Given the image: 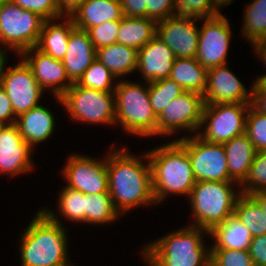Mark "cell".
<instances>
[{
	"mask_svg": "<svg viewBox=\"0 0 266 266\" xmlns=\"http://www.w3.org/2000/svg\"><path fill=\"white\" fill-rule=\"evenodd\" d=\"M115 145L112 143L107 148L108 192L115 209L123 217L142 206H157L147 152L134 154L128 144Z\"/></svg>",
	"mask_w": 266,
	"mask_h": 266,
	"instance_id": "1",
	"label": "cell"
},
{
	"mask_svg": "<svg viewBox=\"0 0 266 266\" xmlns=\"http://www.w3.org/2000/svg\"><path fill=\"white\" fill-rule=\"evenodd\" d=\"M35 212L18 233L20 266H64L71 262L70 229L51 220L39 207Z\"/></svg>",
	"mask_w": 266,
	"mask_h": 266,
	"instance_id": "2",
	"label": "cell"
},
{
	"mask_svg": "<svg viewBox=\"0 0 266 266\" xmlns=\"http://www.w3.org/2000/svg\"><path fill=\"white\" fill-rule=\"evenodd\" d=\"M206 236L208 230L186 224L144 242L139 258L147 266H210V238Z\"/></svg>",
	"mask_w": 266,
	"mask_h": 266,
	"instance_id": "3",
	"label": "cell"
},
{
	"mask_svg": "<svg viewBox=\"0 0 266 266\" xmlns=\"http://www.w3.org/2000/svg\"><path fill=\"white\" fill-rule=\"evenodd\" d=\"M164 143L146 150L157 206L173 195L188 198L196 183L186 149L176 140Z\"/></svg>",
	"mask_w": 266,
	"mask_h": 266,
	"instance_id": "4",
	"label": "cell"
},
{
	"mask_svg": "<svg viewBox=\"0 0 266 266\" xmlns=\"http://www.w3.org/2000/svg\"><path fill=\"white\" fill-rule=\"evenodd\" d=\"M114 96L115 128L132 137L150 140L154 137L155 140L157 116L150 103L148 82L130 78L118 80Z\"/></svg>",
	"mask_w": 266,
	"mask_h": 266,
	"instance_id": "5",
	"label": "cell"
},
{
	"mask_svg": "<svg viewBox=\"0 0 266 266\" xmlns=\"http://www.w3.org/2000/svg\"><path fill=\"white\" fill-rule=\"evenodd\" d=\"M240 195V185L234 181L196 182L186 198L191 209L187 225L210 231L234 213Z\"/></svg>",
	"mask_w": 266,
	"mask_h": 266,
	"instance_id": "6",
	"label": "cell"
},
{
	"mask_svg": "<svg viewBox=\"0 0 266 266\" xmlns=\"http://www.w3.org/2000/svg\"><path fill=\"white\" fill-rule=\"evenodd\" d=\"M74 123L115 129L114 92H104L74 83L61 97L53 96Z\"/></svg>",
	"mask_w": 266,
	"mask_h": 266,
	"instance_id": "7",
	"label": "cell"
},
{
	"mask_svg": "<svg viewBox=\"0 0 266 266\" xmlns=\"http://www.w3.org/2000/svg\"><path fill=\"white\" fill-rule=\"evenodd\" d=\"M44 21L38 14L4 0L0 7V49L14 57L36 47Z\"/></svg>",
	"mask_w": 266,
	"mask_h": 266,
	"instance_id": "8",
	"label": "cell"
},
{
	"mask_svg": "<svg viewBox=\"0 0 266 266\" xmlns=\"http://www.w3.org/2000/svg\"><path fill=\"white\" fill-rule=\"evenodd\" d=\"M204 104L203 95L192 91H185L172 100L157 117V140L164 137L177 141L197 134Z\"/></svg>",
	"mask_w": 266,
	"mask_h": 266,
	"instance_id": "9",
	"label": "cell"
},
{
	"mask_svg": "<svg viewBox=\"0 0 266 266\" xmlns=\"http://www.w3.org/2000/svg\"><path fill=\"white\" fill-rule=\"evenodd\" d=\"M65 158V165L59 171L65 186L88 195L109 193L107 150L103 157L71 151Z\"/></svg>",
	"mask_w": 266,
	"mask_h": 266,
	"instance_id": "10",
	"label": "cell"
},
{
	"mask_svg": "<svg viewBox=\"0 0 266 266\" xmlns=\"http://www.w3.org/2000/svg\"><path fill=\"white\" fill-rule=\"evenodd\" d=\"M249 103L204 104L197 135L210 143L224 144L246 130Z\"/></svg>",
	"mask_w": 266,
	"mask_h": 266,
	"instance_id": "11",
	"label": "cell"
},
{
	"mask_svg": "<svg viewBox=\"0 0 266 266\" xmlns=\"http://www.w3.org/2000/svg\"><path fill=\"white\" fill-rule=\"evenodd\" d=\"M16 57L19 60L16 62L17 64L9 65L10 57L3 63L0 72V85L11 101L15 116L18 117L42 104L41 99L46 98V92L37 83L26 62L18 55Z\"/></svg>",
	"mask_w": 266,
	"mask_h": 266,
	"instance_id": "12",
	"label": "cell"
},
{
	"mask_svg": "<svg viewBox=\"0 0 266 266\" xmlns=\"http://www.w3.org/2000/svg\"><path fill=\"white\" fill-rule=\"evenodd\" d=\"M197 61L206 69L228 64L233 39L230 20L222 12L214 17L200 19Z\"/></svg>",
	"mask_w": 266,
	"mask_h": 266,
	"instance_id": "13",
	"label": "cell"
},
{
	"mask_svg": "<svg viewBox=\"0 0 266 266\" xmlns=\"http://www.w3.org/2000/svg\"><path fill=\"white\" fill-rule=\"evenodd\" d=\"M177 141L187 151L196 182L233 181L223 144L204 141L197 134Z\"/></svg>",
	"mask_w": 266,
	"mask_h": 266,
	"instance_id": "14",
	"label": "cell"
},
{
	"mask_svg": "<svg viewBox=\"0 0 266 266\" xmlns=\"http://www.w3.org/2000/svg\"><path fill=\"white\" fill-rule=\"evenodd\" d=\"M34 152L23 140L16 124L0 127L1 177L7 176L13 180L15 177L33 173L37 165L33 159Z\"/></svg>",
	"mask_w": 266,
	"mask_h": 266,
	"instance_id": "15",
	"label": "cell"
},
{
	"mask_svg": "<svg viewBox=\"0 0 266 266\" xmlns=\"http://www.w3.org/2000/svg\"><path fill=\"white\" fill-rule=\"evenodd\" d=\"M200 19L174 15L157 21L156 35L176 58H195L198 50Z\"/></svg>",
	"mask_w": 266,
	"mask_h": 266,
	"instance_id": "16",
	"label": "cell"
},
{
	"mask_svg": "<svg viewBox=\"0 0 266 266\" xmlns=\"http://www.w3.org/2000/svg\"><path fill=\"white\" fill-rule=\"evenodd\" d=\"M20 56L30 67L40 87L52 96L61 97L74 83L69 79L62 60L41 52L36 47L22 51Z\"/></svg>",
	"mask_w": 266,
	"mask_h": 266,
	"instance_id": "17",
	"label": "cell"
},
{
	"mask_svg": "<svg viewBox=\"0 0 266 266\" xmlns=\"http://www.w3.org/2000/svg\"><path fill=\"white\" fill-rule=\"evenodd\" d=\"M230 63L207 70L206 89L203 94L205 104L249 103L252 83L249 88L235 72Z\"/></svg>",
	"mask_w": 266,
	"mask_h": 266,
	"instance_id": "18",
	"label": "cell"
},
{
	"mask_svg": "<svg viewBox=\"0 0 266 266\" xmlns=\"http://www.w3.org/2000/svg\"><path fill=\"white\" fill-rule=\"evenodd\" d=\"M176 57L174 52L157 35L138 49L136 72L141 81L148 83L169 77Z\"/></svg>",
	"mask_w": 266,
	"mask_h": 266,
	"instance_id": "19",
	"label": "cell"
},
{
	"mask_svg": "<svg viewBox=\"0 0 266 266\" xmlns=\"http://www.w3.org/2000/svg\"><path fill=\"white\" fill-rule=\"evenodd\" d=\"M42 103L17 117L16 125L23 140L35 151L55 135L57 118L50 107ZM48 106V108H47Z\"/></svg>",
	"mask_w": 266,
	"mask_h": 266,
	"instance_id": "20",
	"label": "cell"
},
{
	"mask_svg": "<svg viewBox=\"0 0 266 266\" xmlns=\"http://www.w3.org/2000/svg\"><path fill=\"white\" fill-rule=\"evenodd\" d=\"M96 60V49L88 31L74 27L69 35L67 52L62 59L69 79L76 83Z\"/></svg>",
	"mask_w": 266,
	"mask_h": 266,
	"instance_id": "21",
	"label": "cell"
},
{
	"mask_svg": "<svg viewBox=\"0 0 266 266\" xmlns=\"http://www.w3.org/2000/svg\"><path fill=\"white\" fill-rule=\"evenodd\" d=\"M76 28L88 31L123 17L120 0H84L70 15Z\"/></svg>",
	"mask_w": 266,
	"mask_h": 266,
	"instance_id": "22",
	"label": "cell"
},
{
	"mask_svg": "<svg viewBox=\"0 0 266 266\" xmlns=\"http://www.w3.org/2000/svg\"><path fill=\"white\" fill-rule=\"evenodd\" d=\"M56 208L53 206L39 207L51 220L67 228L68 223L85 226V194L62 185L58 189ZM55 208V209H54ZM64 219V220H63Z\"/></svg>",
	"mask_w": 266,
	"mask_h": 266,
	"instance_id": "23",
	"label": "cell"
},
{
	"mask_svg": "<svg viewBox=\"0 0 266 266\" xmlns=\"http://www.w3.org/2000/svg\"><path fill=\"white\" fill-rule=\"evenodd\" d=\"M74 27L69 15L44 21L36 48L54 59L62 60L67 52L70 32Z\"/></svg>",
	"mask_w": 266,
	"mask_h": 266,
	"instance_id": "24",
	"label": "cell"
},
{
	"mask_svg": "<svg viewBox=\"0 0 266 266\" xmlns=\"http://www.w3.org/2000/svg\"><path fill=\"white\" fill-rule=\"evenodd\" d=\"M210 249L249 250L252 235L235 213L209 231Z\"/></svg>",
	"mask_w": 266,
	"mask_h": 266,
	"instance_id": "25",
	"label": "cell"
},
{
	"mask_svg": "<svg viewBox=\"0 0 266 266\" xmlns=\"http://www.w3.org/2000/svg\"><path fill=\"white\" fill-rule=\"evenodd\" d=\"M230 178L241 185L248 176L249 169L257 153L246 133L236 136L223 144Z\"/></svg>",
	"mask_w": 266,
	"mask_h": 266,
	"instance_id": "26",
	"label": "cell"
},
{
	"mask_svg": "<svg viewBox=\"0 0 266 266\" xmlns=\"http://www.w3.org/2000/svg\"><path fill=\"white\" fill-rule=\"evenodd\" d=\"M96 59L109 69L117 80L129 79L133 73L136 74L138 50L114 43L97 49Z\"/></svg>",
	"mask_w": 266,
	"mask_h": 266,
	"instance_id": "27",
	"label": "cell"
},
{
	"mask_svg": "<svg viewBox=\"0 0 266 266\" xmlns=\"http://www.w3.org/2000/svg\"><path fill=\"white\" fill-rule=\"evenodd\" d=\"M156 24L154 19L147 17L123 16L120 20L117 43L138 50L156 35Z\"/></svg>",
	"mask_w": 266,
	"mask_h": 266,
	"instance_id": "28",
	"label": "cell"
},
{
	"mask_svg": "<svg viewBox=\"0 0 266 266\" xmlns=\"http://www.w3.org/2000/svg\"><path fill=\"white\" fill-rule=\"evenodd\" d=\"M168 78L174 80L184 91L203 95L206 89L207 70L196 58H176Z\"/></svg>",
	"mask_w": 266,
	"mask_h": 266,
	"instance_id": "29",
	"label": "cell"
},
{
	"mask_svg": "<svg viewBox=\"0 0 266 266\" xmlns=\"http://www.w3.org/2000/svg\"><path fill=\"white\" fill-rule=\"evenodd\" d=\"M241 37L251 46L253 43L266 39V0H251L244 5Z\"/></svg>",
	"mask_w": 266,
	"mask_h": 266,
	"instance_id": "30",
	"label": "cell"
},
{
	"mask_svg": "<svg viewBox=\"0 0 266 266\" xmlns=\"http://www.w3.org/2000/svg\"><path fill=\"white\" fill-rule=\"evenodd\" d=\"M121 217L109 193L85 194V226H111L110 224L114 225V222L121 220Z\"/></svg>",
	"mask_w": 266,
	"mask_h": 266,
	"instance_id": "31",
	"label": "cell"
},
{
	"mask_svg": "<svg viewBox=\"0 0 266 266\" xmlns=\"http://www.w3.org/2000/svg\"><path fill=\"white\" fill-rule=\"evenodd\" d=\"M234 213L252 237L266 234V215L250 195L241 194L238 197Z\"/></svg>",
	"mask_w": 266,
	"mask_h": 266,
	"instance_id": "32",
	"label": "cell"
},
{
	"mask_svg": "<svg viewBox=\"0 0 266 266\" xmlns=\"http://www.w3.org/2000/svg\"><path fill=\"white\" fill-rule=\"evenodd\" d=\"M151 106L158 117L168 104L184 93V89L170 78L148 83Z\"/></svg>",
	"mask_w": 266,
	"mask_h": 266,
	"instance_id": "33",
	"label": "cell"
},
{
	"mask_svg": "<svg viewBox=\"0 0 266 266\" xmlns=\"http://www.w3.org/2000/svg\"><path fill=\"white\" fill-rule=\"evenodd\" d=\"M117 78L97 59L85 70L76 82L78 86L104 92H114Z\"/></svg>",
	"mask_w": 266,
	"mask_h": 266,
	"instance_id": "34",
	"label": "cell"
},
{
	"mask_svg": "<svg viewBox=\"0 0 266 266\" xmlns=\"http://www.w3.org/2000/svg\"><path fill=\"white\" fill-rule=\"evenodd\" d=\"M241 194L250 195L266 191V149L257 151L248 176L240 185Z\"/></svg>",
	"mask_w": 266,
	"mask_h": 266,
	"instance_id": "35",
	"label": "cell"
},
{
	"mask_svg": "<svg viewBox=\"0 0 266 266\" xmlns=\"http://www.w3.org/2000/svg\"><path fill=\"white\" fill-rule=\"evenodd\" d=\"M177 14L198 19L217 16L221 10L212 0H174Z\"/></svg>",
	"mask_w": 266,
	"mask_h": 266,
	"instance_id": "36",
	"label": "cell"
},
{
	"mask_svg": "<svg viewBox=\"0 0 266 266\" xmlns=\"http://www.w3.org/2000/svg\"><path fill=\"white\" fill-rule=\"evenodd\" d=\"M210 266H255L248 250L210 249Z\"/></svg>",
	"mask_w": 266,
	"mask_h": 266,
	"instance_id": "37",
	"label": "cell"
},
{
	"mask_svg": "<svg viewBox=\"0 0 266 266\" xmlns=\"http://www.w3.org/2000/svg\"><path fill=\"white\" fill-rule=\"evenodd\" d=\"M245 133L257 151L266 149V114L254 111L250 106L246 118Z\"/></svg>",
	"mask_w": 266,
	"mask_h": 266,
	"instance_id": "38",
	"label": "cell"
},
{
	"mask_svg": "<svg viewBox=\"0 0 266 266\" xmlns=\"http://www.w3.org/2000/svg\"><path fill=\"white\" fill-rule=\"evenodd\" d=\"M120 20L106 21L88 30L91 42L97 50L101 47L117 43Z\"/></svg>",
	"mask_w": 266,
	"mask_h": 266,
	"instance_id": "39",
	"label": "cell"
},
{
	"mask_svg": "<svg viewBox=\"0 0 266 266\" xmlns=\"http://www.w3.org/2000/svg\"><path fill=\"white\" fill-rule=\"evenodd\" d=\"M22 9L32 11L41 18L52 20L64 16L59 10L57 0H10Z\"/></svg>",
	"mask_w": 266,
	"mask_h": 266,
	"instance_id": "40",
	"label": "cell"
},
{
	"mask_svg": "<svg viewBox=\"0 0 266 266\" xmlns=\"http://www.w3.org/2000/svg\"><path fill=\"white\" fill-rule=\"evenodd\" d=\"M177 15L174 0H147V18L156 22Z\"/></svg>",
	"mask_w": 266,
	"mask_h": 266,
	"instance_id": "41",
	"label": "cell"
},
{
	"mask_svg": "<svg viewBox=\"0 0 266 266\" xmlns=\"http://www.w3.org/2000/svg\"><path fill=\"white\" fill-rule=\"evenodd\" d=\"M250 107L261 114H266V85L263 82L252 81Z\"/></svg>",
	"mask_w": 266,
	"mask_h": 266,
	"instance_id": "42",
	"label": "cell"
},
{
	"mask_svg": "<svg viewBox=\"0 0 266 266\" xmlns=\"http://www.w3.org/2000/svg\"><path fill=\"white\" fill-rule=\"evenodd\" d=\"M248 251L255 266H266V234L253 237Z\"/></svg>",
	"mask_w": 266,
	"mask_h": 266,
	"instance_id": "43",
	"label": "cell"
},
{
	"mask_svg": "<svg viewBox=\"0 0 266 266\" xmlns=\"http://www.w3.org/2000/svg\"><path fill=\"white\" fill-rule=\"evenodd\" d=\"M17 117L14 114L11 101L4 88L0 85V125L16 124Z\"/></svg>",
	"mask_w": 266,
	"mask_h": 266,
	"instance_id": "44",
	"label": "cell"
},
{
	"mask_svg": "<svg viewBox=\"0 0 266 266\" xmlns=\"http://www.w3.org/2000/svg\"><path fill=\"white\" fill-rule=\"evenodd\" d=\"M123 16L147 17V0H120Z\"/></svg>",
	"mask_w": 266,
	"mask_h": 266,
	"instance_id": "45",
	"label": "cell"
},
{
	"mask_svg": "<svg viewBox=\"0 0 266 266\" xmlns=\"http://www.w3.org/2000/svg\"><path fill=\"white\" fill-rule=\"evenodd\" d=\"M251 51L253 52V57L258 58L259 62L261 61V63L263 64V69H266V39L265 40H261L258 42H255L251 45ZM257 56H256V55ZM264 69L265 73L263 74H258L257 77L255 76V78L253 79V81H258V82H265L266 81V70Z\"/></svg>",
	"mask_w": 266,
	"mask_h": 266,
	"instance_id": "46",
	"label": "cell"
},
{
	"mask_svg": "<svg viewBox=\"0 0 266 266\" xmlns=\"http://www.w3.org/2000/svg\"><path fill=\"white\" fill-rule=\"evenodd\" d=\"M84 0H57L59 10L64 15H70Z\"/></svg>",
	"mask_w": 266,
	"mask_h": 266,
	"instance_id": "47",
	"label": "cell"
},
{
	"mask_svg": "<svg viewBox=\"0 0 266 266\" xmlns=\"http://www.w3.org/2000/svg\"><path fill=\"white\" fill-rule=\"evenodd\" d=\"M250 196L259 204L266 215V191L255 192L250 194Z\"/></svg>",
	"mask_w": 266,
	"mask_h": 266,
	"instance_id": "48",
	"label": "cell"
},
{
	"mask_svg": "<svg viewBox=\"0 0 266 266\" xmlns=\"http://www.w3.org/2000/svg\"><path fill=\"white\" fill-rule=\"evenodd\" d=\"M214 4L222 11L224 7L232 5L235 0H212Z\"/></svg>",
	"mask_w": 266,
	"mask_h": 266,
	"instance_id": "49",
	"label": "cell"
},
{
	"mask_svg": "<svg viewBox=\"0 0 266 266\" xmlns=\"http://www.w3.org/2000/svg\"><path fill=\"white\" fill-rule=\"evenodd\" d=\"M10 56V54H8L5 50L0 49V72H1V68L3 63L5 62V60Z\"/></svg>",
	"mask_w": 266,
	"mask_h": 266,
	"instance_id": "50",
	"label": "cell"
},
{
	"mask_svg": "<svg viewBox=\"0 0 266 266\" xmlns=\"http://www.w3.org/2000/svg\"><path fill=\"white\" fill-rule=\"evenodd\" d=\"M64 266H79V265L71 261Z\"/></svg>",
	"mask_w": 266,
	"mask_h": 266,
	"instance_id": "51",
	"label": "cell"
},
{
	"mask_svg": "<svg viewBox=\"0 0 266 266\" xmlns=\"http://www.w3.org/2000/svg\"><path fill=\"white\" fill-rule=\"evenodd\" d=\"M3 1H4V0H0V7H1V5H2Z\"/></svg>",
	"mask_w": 266,
	"mask_h": 266,
	"instance_id": "52",
	"label": "cell"
}]
</instances>
